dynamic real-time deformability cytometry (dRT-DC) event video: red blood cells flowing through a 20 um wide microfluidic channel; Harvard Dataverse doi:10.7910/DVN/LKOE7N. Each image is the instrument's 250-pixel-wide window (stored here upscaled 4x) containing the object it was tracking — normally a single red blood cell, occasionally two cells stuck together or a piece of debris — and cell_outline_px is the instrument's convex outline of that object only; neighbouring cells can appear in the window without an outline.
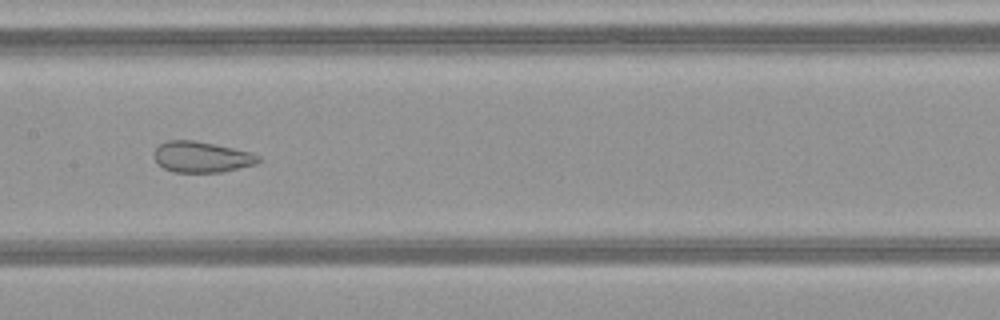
{"species": "common noctule bat (a hibernating species)", "species_latin": "Nyctalus noctula", "temperature_condition": "warm", "stored_images_in_passage": 43, "camera_frame_rate_fps": 3000, "um_per_image_px": 0.085, "animal": {"sex": "female", "body_mass_g": 21.9}, "frame": {"image": 1, "passage_image": 25, "time_ms": 8.0, "image_size_px": [1000, 320], "cell_outline_px": [[260, 160], [256, 164], [224, 172], [172, 172], [164, 168], [152, 156], [152, 152], [160, 144], [168, 140], [192, 140], [252, 152], [260, 156]], "centroid_in_image_um": [17.13, 13.35], "position_along_channel_um": 190.3, "area_um2": 18.79}}
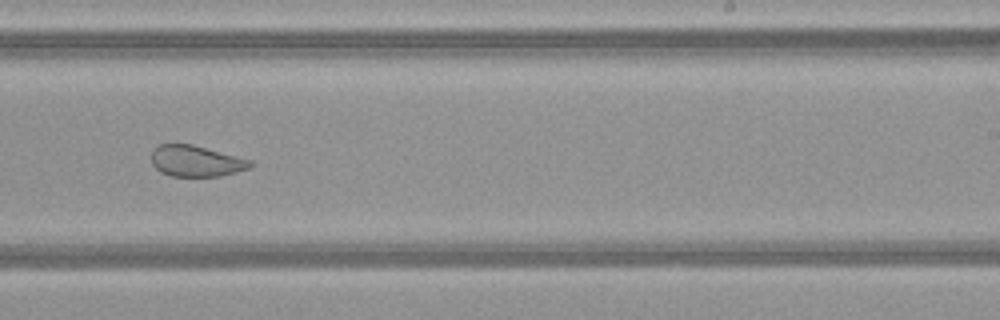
{"frame": {"image": 2, "passage_image": 31, "time_ms": 10.0, "image_size_px": [1000, 320], "cell_outline_px": [[252, 164], [248, 168], [236, 172], [220, 176], [172, 176], [160, 172], [152, 164], [152, 148], [160, 144], [192, 144], [252, 160]], "centroid_in_image_um": [16.64, 13.68], "position_along_channel_um": 272.4, "area_um2": 17.86}}
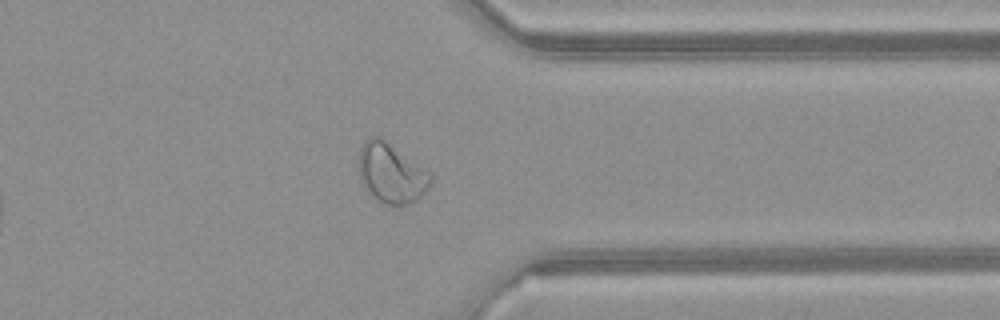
{"frame": {"image": 3, "passage_image": 39, "time_ms": 12.667, "image_size_px": [1000, 320], "cell_outline_px": [[432, 184], [416, 200], [408, 204], [384, 204], [368, 192], [364, 188], [360, 180], [360, 148], [372, 136], [380, 136], [432, 172]], "centroid_in_image_um": [33.3, 14.71], "position_along_channel_um": 378.1, "area_um2": 24.91}, "authors_computed_cell_mechanics": {"area_um2": 24.9118, "velocity_mm_per_s": 4.1302, "shape_relaxation_time_tau1_ms": null, "shape_relaxation_time_tau2_ms": 1.1237, "deformation_change_tau1": null, "deformation_change_tau2": 0.0677}}